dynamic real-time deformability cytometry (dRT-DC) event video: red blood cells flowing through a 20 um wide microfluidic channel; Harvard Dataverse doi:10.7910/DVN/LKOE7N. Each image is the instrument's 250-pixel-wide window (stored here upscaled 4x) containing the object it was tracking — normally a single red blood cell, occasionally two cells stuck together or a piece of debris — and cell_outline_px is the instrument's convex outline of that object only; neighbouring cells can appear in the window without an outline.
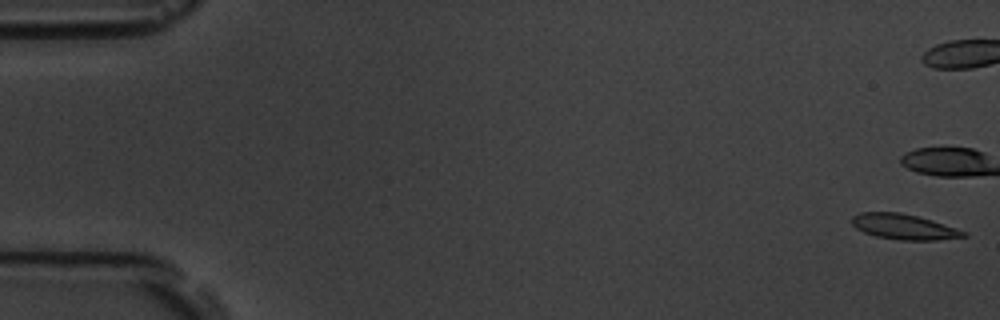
{"species": "common noctule bat (a hibernating species)", "species_latin": "Nyctalus noctula", "temperature_condition": "room temperature", "stored_images_in_passage": 55, "camera_frame_rate_fps": 3000, "um_per_image_px": 0.085, "animal": {"sex": "male", "body_mass_g": 19.5, "forearm_length_mm": 54.6}, "frame": {"image": 1, "passage_image": 1, "time_ms": 0.0, "image_size_px": [1000, 320], "cell_outline_px": [[968, 236], [936, 240], [900, 240], [876, 236], [864, 232], [856, 228], [852, 224], [852, 216], [860, 212], [900, 212], [932, 220], [968, 232]], "centroid_in_image_um": [76.84, 19.27], "position_along_channel_um": 8.2, "area_um2": 16.47}, "authors_computed_cell_mechanics": {"area_um2": 16.762, "velocity_mm_per_s": 3.7794, "shape_relaxation_time_tau1_ms": 5.0671, "shape_relaxation_time_tau2_ms": null, "deformation_change_tau1": 0.1156, "deformation_change_tau2": null}}